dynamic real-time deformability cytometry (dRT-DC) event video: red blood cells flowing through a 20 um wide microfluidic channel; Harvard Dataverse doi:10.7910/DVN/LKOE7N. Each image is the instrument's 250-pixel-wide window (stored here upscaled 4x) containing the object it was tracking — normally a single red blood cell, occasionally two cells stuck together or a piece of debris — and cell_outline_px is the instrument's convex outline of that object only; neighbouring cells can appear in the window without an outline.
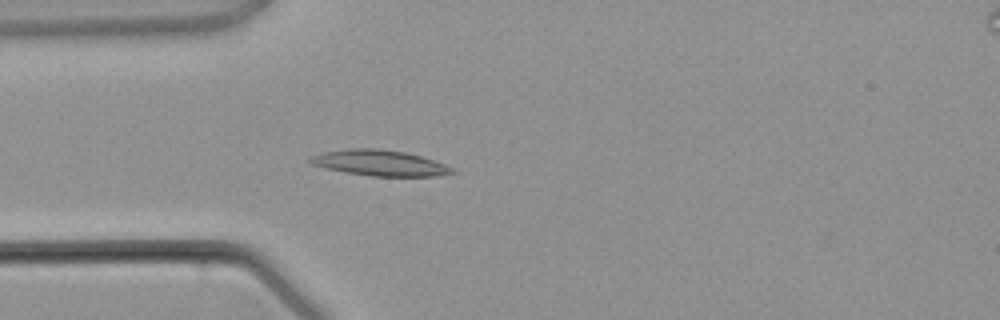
{"species": "common noctule bat (a hibernating species)", "species_latin": "Nyctalus noctula", "temperature_condition": "warm", "stored_images_in_passage": 4, "camera_frame_rate_fps": 3000, "um_per_image_px": 0.085, "animal": {"sex": "male", "body_mass_g": 21.5, "forearm_length_mm": 52.0}, "frame": {"image": 1, "passage_image": 4, "time_ms": 3.667, "image_size_px": [1000, 320], "cell_outline_px": [[456, 172], [440, 176], [372, 176], [344, 172], [324, 168], [312, 164], [308, 160], [312, 156], [324, 152], [348, 148], [376, 148], [404, 152], [420, 156], [444, 164], [452, 168]], "centroid_in_image_um": [32.26, 13.85], "position_along_channel_um": 52.7, "area_um2": 21.15}}